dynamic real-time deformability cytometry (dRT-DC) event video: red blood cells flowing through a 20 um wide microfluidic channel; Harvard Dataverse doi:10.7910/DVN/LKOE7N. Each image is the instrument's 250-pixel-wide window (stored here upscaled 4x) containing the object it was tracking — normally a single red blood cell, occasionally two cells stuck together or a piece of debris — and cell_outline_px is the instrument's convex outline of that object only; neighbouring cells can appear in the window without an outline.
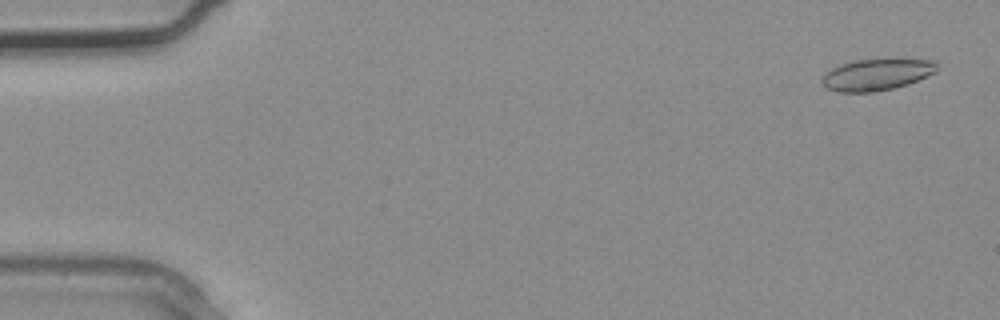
{"species": "common noctule bat (a hibernating species)", "species_latin": "Nyctalus noctula", "temperature_condition": "warm", "stored_images_in_passage": 2, "camera_frame_rate_fps": 3000, "um_per_image_px": 0.085, "animal": {"sex": "male", "body_mass_g": 20.4}, "frame": {"image": 1, "passage_image": 1, "time_ms": 0.0, "image_size_px": [1000, 320], "cell_outline_px": [[936, 72], [928, 76], [908, 84], [876, 92], [840, 92], [828, 88], [820, 84], [820, 80], [824, 72], [840, 64], [856, 60], [900, 56], [936, 60]], "centroid_in_image_um": [74.56, 6.28], "position_along_channel_um": 10.4, "area_um2": 22.14}}